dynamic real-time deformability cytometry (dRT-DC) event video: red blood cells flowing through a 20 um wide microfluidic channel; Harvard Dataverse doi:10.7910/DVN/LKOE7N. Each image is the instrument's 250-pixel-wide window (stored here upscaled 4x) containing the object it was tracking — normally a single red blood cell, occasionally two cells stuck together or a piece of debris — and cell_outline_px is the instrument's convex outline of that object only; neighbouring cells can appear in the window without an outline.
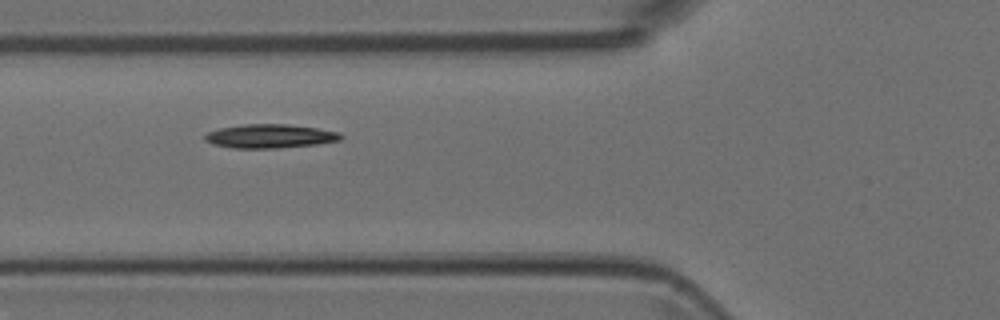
{"species": "Egyptian fruit bat (a non-hibernating species)", "species_latin": "Rousettus aegyptiacus", "temperature_condition": "room temperature", "stored_images_in_passage": 7, "camera_frame_rate_fps": 3000, "um_per_image_px": 0.085, "animal": {"sex": "female"}, "frame": {"image": 1, "passage_image": 2, "time_ms": 0.333, "image_size_px": [1000, 320], "cell_outline_px": [[344, 136], [340, 140], [316, 144], [276, 148], [236, 148], [212, 144], [204, 140], [204, 136], [208, 132], [220, 128], [244, 124], [288, 124], [316, 128], [340, 132]], "centroid_in_image_um": [22.95, 11.57], "position_along_channel_um": 102.9, "area_um2": 18.79}}
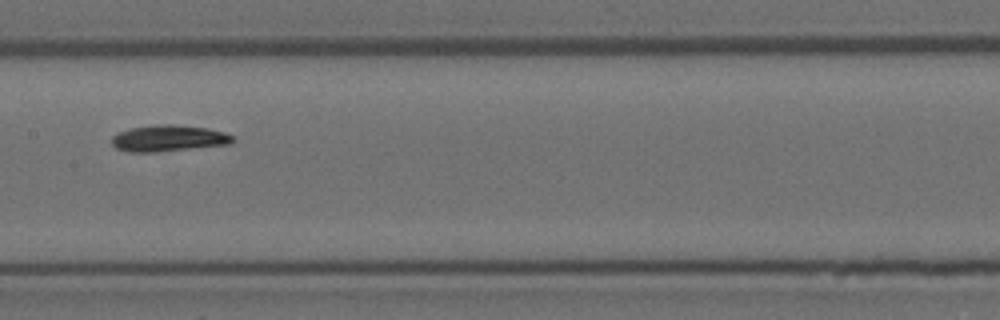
{"frame": {"image": 2, "passage_image": 4, "time_ms": 1.0, "image_size_px": [1000, 320], "cell_outline_px": [[236, 140], [232, 144], [152, 152], [128, 152], [116, 148], [112, 144], [112, 136], [116, 132], [128, 128], [156, 124], [172, 124], [208, 128], [224, 132], [236, 136]], "centroid_in_image_um": [14.34, 11.74], "position_along_channel_um": 193.1, "area_um2": 18.84}}
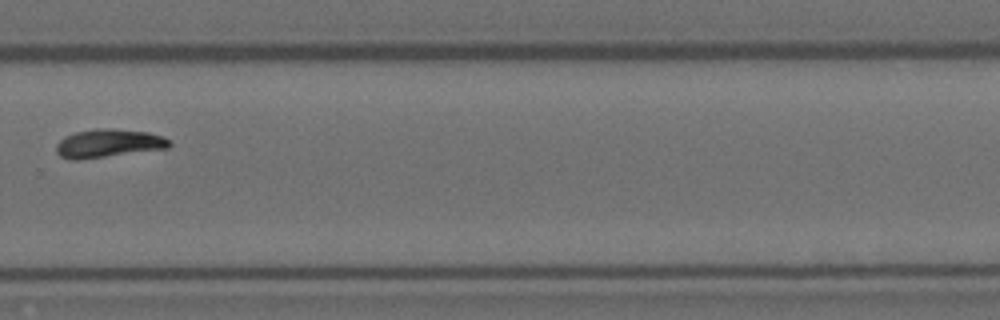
{"frame": {"image": 3, "passage_image": 7, "time_ms": 2.0, "image_size_px": [1000, 320], "cell_outline_px": [[172, 144], [168, 148], [80, 160], [72, 160], [60, 156], [56, 152], [56, 144], [64, 136], [76, 132], [96, 128], [112, 128], [148, 132], [160, 136], [168, 140]], "centroid_in_image_um": [9.18, 12.18], "position_along_channel_um": 320.6, "area_um2": 18.73}}